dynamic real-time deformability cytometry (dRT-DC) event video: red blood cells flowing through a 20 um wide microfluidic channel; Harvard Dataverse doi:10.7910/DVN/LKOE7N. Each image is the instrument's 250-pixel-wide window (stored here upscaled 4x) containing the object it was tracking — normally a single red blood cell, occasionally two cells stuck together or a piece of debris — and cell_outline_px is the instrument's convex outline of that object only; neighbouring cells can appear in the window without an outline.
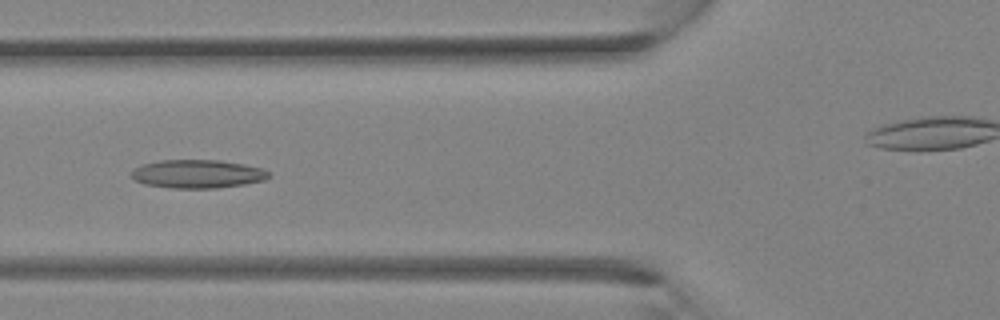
{"species": "Egyptian fruit bat (a non-hibernating species)", "species_latin": "Rousettus aegyptiacus", "temperature_condition": "room temperature", "stored_images_in_passage": 36, "camera_frame_rate_fps": 3000, "um_per_image_px": 0.085, "animal": {"sex": "female"}, "frame": {"image": 1, "passage_image": 14, "time_ms": 4.333, "image_size_px": [1000, 320], "cell_outline_px": [[272, 176], [264, 180], [244, 184], [216, 188], [172, 188], [144, 184], [136, 180], [132, 176], [132, 168], [140, 164], [160, 160], [220, 160], [244, 164], [264, 168], [272, 172]], "centroid_in_image_um": [16.82, 14.77], "position_along_channel_um": 109.0, "area_um2": 23.0}}
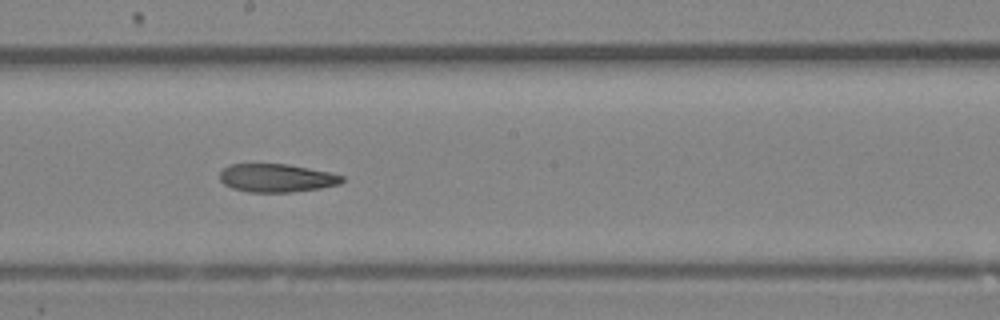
{"frame": {"image": 2, "passage_image": 20, "time_ms": 6.333, "image_size_px": [1000, 320], "cell_outline_px": [[344, 180], [340, 184], [320, 188], [288, 192], [248, 192], [232, 188], [224, 184], [220, 180], [220, 172], [228, 164], [288, 164], [332, 172], [344, 176]], "centroid_in_image_um": [23.52, 15.12], "position_along_channel_um": 224.7, "area_um2": 20.23}}
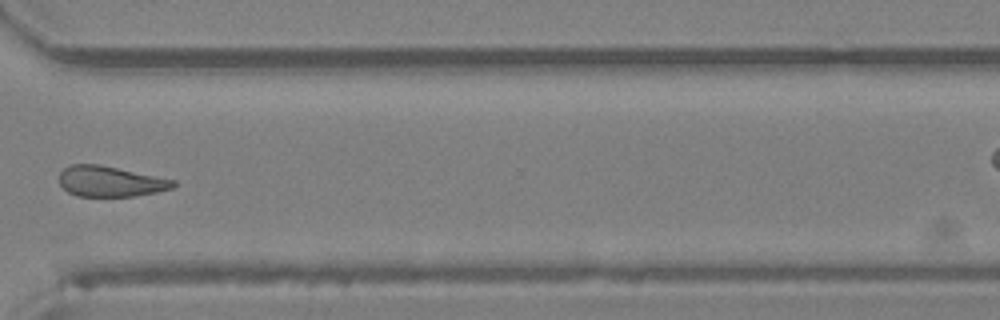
{"frame": {"image": 3, "passage_image": 27, "time_ms": 8.667, "image_size_px": [1000, 320], "cell_outline_px": [[176, 184], [172, 188], [156, 192], [136, 196], [76, 196], [68, 192], [60, 184], [60, 172], [64, 168], [72, 164], [100, 164], [176, 180]], "centroid_in_image_um": [9.38, 15.41], "position_along_channel_um": 361.2, "area_um2": 20.29}}